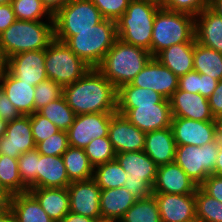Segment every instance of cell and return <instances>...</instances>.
<instances>
[{
  "mask_svg": "<svg viewBox=\"0 0 222 222\" xmlns=\"http://www.w3.org/2000/svg\"><path fill=\"white\" fill-rule=\"evenodd\" d=\"M63 96L75 115L117 113V88L97 68L64 86Z\"/></svg>",
  "mask_w": 222,
  "mask_h": 222,
  "instance_id": "obj_1",
  "label": "cell"
},
{
  "mask_svg": "<svg viewBox=\"0 0 222 222\" xmlns=\"http://www.w3.org/2000/svg\"><path fill=\"white\" fill-rule=\"evenodd\" d=\"M54 39L65 43L91 68H97L118 39L116 21L103 19L85 31H54Z\"/></svg>",
  "mask_w": 222,
  "mask_h": 222,
  "instance_id": "obj_2",
  "label": "cell"
},
{
  "mask_svg": "<svg viewBox=\"0 0 222 222\" xmlns=\"http://www.w3.org/2000/svg\"><path fill=\"white\" fill-rule=\"evenodd\" d=\"M151 58L148 50L124 43L118 38L97 69L119 88L130 83Z\"/></svg>",
  "mask_w": 222,
  "mask_h": 222,
  "instance_id": "obj_3",
  "label": "cell"
},
{
  "mask_svg": "<svg viewBox=\"0 0 222 222\" xmlns=\"http://www.w3.org/2000/svg\"><path fill=\"white\" fill-rule=\"evenodd\" d=\"M47 21L16 19L0 34V45L6 59L25 51L45 50L54 40V19Z\"/></svg>",
  "mask_w": 222,
  "mask_h": 222,
  "instance_id": "obj_4",
  "label": "cell"
},
{
  "mask_svg": "<svg viewBox=\"0 0 222 222\" xmlns=\"http://www.w3.org/2000/svg\"><path fill=\"white\" fill-rule=\"evenodd\" d=\"M161 5L152 0H131L126 12L116 21L118 38L151 53L154 19Z\"/></svg>",
  "mask_w": 222,
  "mask_h": 222,
  "instance_id": "obj_5",
  "label": "cell"
},
{
  "mask_svg": "<svg viewBox=\"0 0 222 222\" xmlns=\"http://www.w3.org/2000/svg\"><path fill=\"white\" fill-rule=\"evenodd\" d=\"M195 16L160 8L154 19L151 55L179 43H195Z\"/></svg>",
  "mask_w": 222,
  "mask_h": 222,
  "instance_id": "obj_6",
  "label": "cell"
},
{
  "mask_svg": "<svg viewBox=\"0 0 222 222\" xmlns=\"http://www.w3.org/2000/svg\"><path fill=\"white\" fill-rule=\"evenodd\" d=\"M115 159L128 174L123 187L137 200L153 194L158 166L144 151L116 153Z\"/></svg>",
  "mask_w": 222,
  "mask_h": 222,
  "instance_id": "obj_7",
  "label": "cell"
},
{
  "mask_svg": "<svg viewBox=\"0 0 222 222\" xmlns=\"http://www.w3.org/2000/svg\"><path fill=\"white\" fill-rule=\"evenodd\" d=\"M90 68L63 42L54 39L45 49L47 78L62 87L80 79Z\"/></svg>",
  "mask_w": 222,
  "mask_h": 222,
  "instance_id": "obj_8",
  "label": "cell"
},
{
  "mask_svg": "<svg viewBox=\"0 0 222 222\" xmlns=\"http://www.w3.org/2000/svg\"><path fill=\"white\" fill-rule=\"evenodd\" d=\"M220 140L217 138L204 146H176L174 162L199 187L205 179L214 174V167L219 153Z\"/></svg>",
  "mask_w": 222,
  "mask_h": 222,
  "instance_id": "obj_9",
  "label": "cell"
},
{
  "mask_svg": "<svg viewBox=\"0 0 222 222\" xmlns=\"http://www.w3.org/2000/svg\"><path fill=\"white\" fill-rule=\"evenodd\" d=\"M53 19L54 31H85L104 18L90 0H70Z\"/></svg>",
  "mask_w": 222,
  "mask_h": 222,
  "instance_id": "obj_10",
  "label": "cell"
},
{
  "mask_svg": "<svg viewBox=\"0 0 222 222\" xmlns=\"http://www.w3.org/2000/svg\"><path fill=\"white\" fill-rule=\"evenodd\" d=\"M117 113L145 133L170 127L173 118L170 103L117 105Z\"/></svg>",
  "mask_w": 222,
  "mask_h": 222,
  "instance_id": "obj_11",
  "label": "cell"
},
{
  "mask_svg": "<svg viewBox=\"0 0 222 222\" xmlns=\"http://www.w3.org/2000/svg\"><path fill=\"white\" fill-rule=\"evenodd\" d=\"M114 113H90L76 115L66 131L69 146L85 149L96 138L108 137L111 116Z\"/></svg>",
  "mask_w": 222,
  "mask_h": 222,
  "instance_id": "obj_12",
  "label": "cell"
},
{
  "mask_svg": "<svg viewBox=\"0 0 222 222\" xmlns=\"http://www.w3.org/2000/svg\"><path fill=\"white\" fill-rule=\"evenodd\" d=\"M70 212L80 214L101 222L100 192L101 189L93 178L72 181L67 187Z\"/></svg>",
  "mask_w": 222,
  "mask_h": 222,
  "instance_id": "obj_13",
  "label": "cell"
},
{
  "mask_svg": "<svg viewBox=\"0 0 222 222\" xmlns=\"http://www.w3.org/2000/svg\"><path fill=\"white\" fill-rule=\"evenodd\" d=\"M178 82L179 78L170 69L152 57L130 84L152 89L169 100L178 89Z\"/></svg>",
  "mask_w": 222,
  "mask_h": 222,
  "instance_id": "obj_14",
  "label": "cell"
},
{
  "mask_svg": "<svg viewBox=\"0 0 222 222\" xmlns=\"http://www.w3.org/2000/svg\"><path fill=\"white\" fill-rule=\"evenodd\" d=\"M36 148L30 124V115H21L8 122L0 137V155L18 159L22 153Z\"/></svg>",
  "mask_w": 222,
  "mask_h": 222,
  "instance_id": "obj_15",
  "label": "cell"
},
{
  "mask_svg": "<svg viewBox=\"0 0 222 222\" xmlns=\"http://www.w3.org/2000/svg\"><path fill=\"white\" fill-rule=\"evenodd\" d=\"M170 127L177 146L193 145L201 147L217 139L215 121H195L173 117Z\"/></svg>",
  "mask_w": 222,
  "mask_h": 222,
  "instance_id": "obj_16",
  "label": "cell"
},
{
  "mask_svg": "<svg viewBox=\"0 0 222 222\" xmlns=\"http://www.w3.org/2000/svg\"><path fill=\"white\" fill-rule=\"evenodd\" d=\"M7 70L17 79L36 86L47 79L45 50L25 51L7 59Z\"/></svg>",
  "mask_w": 222,
  "mask_h": 222,
  "instance_id": "obj_17",
  "label": "cell"
},
{
  "mask_svg": "<svg viewBox=\"0 0 222 222\" xmlns=\"http://www.w3.org/2000/svg\"><path fill=\"white\" fill-rule=\"evenodd\" d=\"M145 134L123 115L111 116L108 137L116 153L143 151Z\"/></svg>",
  "mask_w": 222,
  "mask_h": 222,
  "instance_id": "obj_18",
  "label": "cell"
},
{
  "mask_svg": "<svg viewBox=\"0 0 222 222\" xmlns=\"http://www.w3.org/2000/svg\"><path fill=\"white\" fill-rule=\"evenodd\" d=\"M162 222H186L196 219L195 194L153 193Z\"/></svg>",
  "mask_w": 222,
  "mask_h": 222,
  "instance_id": "obj_19",
  "label": "cell"
},
{
  "mask_svg": "<svg viewBox=\"0 0 222 222\" xmlns=\"http://www.w3.org/2000/svg\"><path fill=\"white\" fill-rule=\"evenodd\" d=\"M173 117L195 121H215L208 99L199 93L177 89L169 99Z\"/></svg>",
  "mask_w": 222,
  "mask_h": 222,
  "instance_id": "obj_20",
  "label": "cell"
},
{
  "mask_svg": "<svg viewBox=\"0 0 222 222\" xmlns=\"http://www.w3.org/2000/svg\"><path fill=\"white\" fill-rule=\"evenodd\" d=\"M197 188L175 162L158 166L153 193L195 194Z\"/></svg>",
  "mask_w": 222,
  "mask_h": 222,
  "instance_id": "obj_21",
  "label": "cell"
},
{
  "mask_svg": "<svg viewBox=\"0 0 222 222\" xmlns=\"http://www.w3.org/2000/svg\"><path fill=\"white\" fill-rule=\"evenodd\" d=\"M0 86L21 115L35 112V86L17 79L7 69L0 74Z\"/></svg>",
  "mask_w": 222,
  "mask_h": 222,
  "instance_id": "obj_22",
  "label": "cell"
},
{
  "mask_svg": "<svg viewBox=\"0 0 222 222\" xmlns=\"http://www.w3.org/2000/svg\"><path fill=\"white\" fill-rule=\"evenodd\" d=\"M195 39L202 46L222 53V17L210 7L195 16Z\"/></svg>",
  "mask_w": 222,
  "mask_h": 222,
  "instance_id": "obj_23",
  "label": "cell"
},
{
  "mask_svg": "<svg viewBox=\"0 0 222 222\" xmlns=\"http://www.w3.org/2000/svg\"><path fill=\"white\" fill-rule=\"evenodd\" d=\"M176 146L171 127H168L147 132L143 151L160 166L174 162Z\"/></svg>",
  "mask_w": 222,
  "mask_h": 222,
  "instance_id": "obj_24",
  "label": "cell"
},
{
  "mask_svg": "<svg viewBox=\"0 0 222 222\" xmlns=\"http://www.w3.org/2000/svg\"><path fill=\"white\" fill-rule=\"evenodd\" d=\"M136 200L124 187L101 190L99 201L101 222H119Z\"/></svg>",
  "mask_w": 222,
  "mask_h": 222,
  "instance_id": "obj_25",
  "label": "cell"
},
{
  "mask_svg": "<svg viewBox=\"0 0 222 222\" xmlns=\"http://www.w3.org/2000/svg\"><path fill=\"white\" fill-rule=\"evenodd\" d=\"M70 183L62 156H45L39 153L37 188H67Z\"/></svg>",
  "mask_w": 222,
  "mask_h": 222,
  "instance_id": "obj_26",
  "label": "cell"
},
{
  "mask_svg": "<svg viewBox=\"0 0 222 222\" xmlns=\"http://www.w3.org/2000/svg\"><path fill=\"white\" fill-rule=\"evenodd\" d=\"M28 191L54 222H60L70 212L68 188H33Z\"/></svg>",
  "mask_w": 222,
  "mask_h": 222,
  "instance_id": "obj_27",
  "label": "cell"
},
{
  "mask_svg": "<svg viewBox=\"0 0 222 222\" xmlns=\"http://www.w3.org/2000/svg\"><path fill=\"white\" fill-rule=\"evenodd\" d=\"M194 45L195 43L174 44L159 52L155 58L179 78L194 70Z\"/></svg>",
  "mask_w": 222,
  "mask_h": 222,
  "instance_id": "obj_28",
  "label": "cell"
},
{
  "mask_svg": "<svg viewBox=\"0 0 222 222\" xmlns=\"http://www.w3.org/2000/svg\"><path fill=\"white\" fill-rule=\"evenodd\" d=\"M8 206L16 222H54L29 191L10 196Z\"/></svg>",
  "mask_w": 222,
  "mask_h": 222,
  "instance_id": "obj_29",
  "label": "cell"
},
{
  "mask_svg": "<svg viewBox=\"0 0 222 222\" xmlns=\"http://www.w3.org/2000/svg\"><path fill=\"white\" fill-rule=\"evenodd\" d=\"M62 157L71 182L93 178L94 167L90 164L84 149L69 146Z\"/></svg>",
  "mask_w": 222,
  "mask_h": 222,
  "instance_id": "obj_30",
  "label": "cell"
},
{
  "mask_svg": "<svg viewBox=\"0 0 222 222\" xmlns=\"http://www.w3.org/2000/svg\"><path fill=\"white\" fill-rule=\"evenodd\" d=\"M193 67L194 70L200 74L209 75L214 79L221 81L222 53L204 47L195 40Z\"/></svg>",
  "mask_w": 222,
  "mask_h": 222,
  "instance_id": "obj_31",
  "label": "cell"
},
{
  "mask_svg": "<svg viewBox=\"0 0 222 222\" xmlns=\"http://www.w3.org/2000/svg\"><path fill=\"white\" fill-rule=\"evenodd\" d=\"M156 103H170V101L152 89L140 88L130 83L117 88V105H153Z\"/></svg>",
  "mask_w": 222,
  "mask_h": 222,
  "instance_id": "obj_32",
  "label": "cell"
},
{
  "mask_svg": "<svg viewBox=\"0 0 222 222\" xmlns=\"http://www.w3.org/2000/svg\"><path fill=\"white\" fill-rule=\"evenodd\" d=\"M0 185L9 196L28 191L19 175L18 159L0 155Z\"/></svg>",
  "mask_w": 222,
  "mask_h": 222,
  "instance_id": "obj_33",
  "label": "cell"
},
{
  "mask_svg": "<svg viewBox=\"0 0 222 222\" xmlns=\"http://www.w3.org/2000/svg\"><path fill=\"white\" fill-rule=\"evenodd\" d=\"M127 173L116 159L94 167L93 179L101 190L120 188L127 180Z\"/></svg>",
  "mask_w": 222,
  "mask_h": 222,
  "instance_id": "obj_34",
  "label": "cell"
},
{
  "mask_svg": "<svg viewBox=\"0 0 222 222\" xmlns=\"http://www.w3.org/2000/svg\"><path fill=\"white\" fill-rule=\"evenodd\" d=\"M37 112L46 117L61 131H67L73 124L76 116L72 108L67 104L64 96L49 102Z\"/></svg>",
  "mask_w": 222,
  "mask_h": 222,
  "instance_id": "obj_35",
  "label": "cell"
},
{
  "mask_svg": "<svg viewBox=\"0 0 222 222\" xmlns=\"http://www.w3.org/2000/svg\"><path fill=\"white\" fill-rule=\"evenodd\" d=\"M119 222H162L155 197L136 200Z\"/></svg>",
  "mask_w": 222,
  "mask_h": 222,
  "instance_id": "obj_36",
  "label": "cell"
},
{
  "mask_svg": "<svg viewBox=\"0 0 222 222\" xmlns=\"http://www.w3.org/2000/svg\"><path fill=\"white\" fill-rule=\"evenodd\" d=\"M196 219L200 222H222V203L206 194L200 187L195 192Z\"/></svg>",
  "mask_w": 222,
  "mask_h": 222,
  "instance_id": "obj_37",
  "label": "cell"
},
{
  "mask_svg": "<svg viewBox=\"0 0 222 222\" xmlns=\"http://www.w3.org/2000/svg\"><path fill=\"white\" fill-rule=\"evenodd\" d=\"M11 4L17 20L43 21L46 16L53 19L41 0H12Z\"/></svg>",
  "mask_w": 222,
  "mask_h": 222,
  "instance_id": "obj_38",
  "label": "cell"
},
{
  "mask_svg": "<svg viewBox=\"0 0 222 222\" xmlns=\"http://www.w3.org/2000/svg\"><path fill=\"white\" fill-rule=\"evenodd\" d=\"M89 162L93 167L114 160L116 152L109 137L93 139L84 149Z\"/></svg>",
  "mask_w": 222,
  "mask_h": 222,
  "instance_id": "obj_39",
  "label": "cell"
},
{
  "mask_svg": "<svg viewBox=\"0 0 222 222\" xmlns=\"http://www.w3.org/2000/svg\"><path fill=\"white\" fill-rule=\"evenodd\" d=\"M38 160L39 152L36 148L22 153L18 158L19 175L28 189L37 188Z\"/></svg>",
  "mask_w": 222,
  "mask_h": 222,
  "instance_id": "obj_40",
  "label": "cell"
},
{
  "mask_svg": "<svg viewBox=\"0 0 222 222\" xmlns=\"http://www.w3.org/2000/svg\"><path fill=\"white\" fill-rule=\"evenodd\" d=\"M63 96V87L56 82L46 79L35 86L34 104L35 112L46 106L49 102Z\"/></svg>",
  "mask_w": 222,
  "mask_h": 222,
  "instance_id": "obj_41",
  "label": "cell"
},
{
  "mask_svg": "<svg viewBox=\"0 0 222 222\" xmlns=\"http://www.w3.org/2000/svg\"><path fill=\"white\" fill-rule=\"evenodd\" d=\"M68 147L67 132L61 130L36 145L38 152L45 156H62Z\"/></svg>",
  "mask_w": 222,
  "mask_h": 222,
  "instance_id": "obj_42",
  "label": "cell"
},
{
  "mask_svg": "<svg viewBox=\"0 0 222 222\" xmlns=\"http://www.w3.org/2000/svg\"><path fill=\"white\" fill-rule=\"evenodd\" d=\"M160 5L170 11L197 16L205 8L210 7V0H161Z\"/></svg>",
  "mask_w": 222,
  "mask_h": 222,
  "instance_id": "obj_43",
  "label": "cell"
},
{
  "mask_svg": "<svg viewBox=\"0 0 222 222\" xmlns=\"http://www.w3.org/2000/svg\"><path fill=\"white\" fill-rule=\"evenodd\" d=\"M30 124L36 145L60 131L58 127L38 112H34L30 115Z\"/></svg>",
  "mask_w": 222,
  "mask_h": 222,
  "instance_id": "obj_44",
  "label": "cell"
},
{
  "mask_svg": "<svg viewBox=\"0 0 222 222\" xmlns=\"http://www.w3.org/2000/svg\"><path fill=\"white\" fill-rule=\"evenodd\" d=\"M104 19L117 21L125 12L131 0H90Z\"/></svg>",
  "mask_w": 222,
  "mask_h": 222,
  "instance_id": "obj_45",
  "label": "cell"
},
{
  "mask_svg": "<svg viewBox=\"0 0 222 222\" xmlns=\"http://www.w3.org/2000/svg\"><path fill=\"white\" fill-rule=\"evenodd\" d=\"M199 187L206 194L222 203V176L211 174Z\"/></svg>",
  "mask_w": 222,
  "mask_h": 222,
  "instance_id": "obj_46",
  "label": "cell"
},
{
  "mask_svg": "<svg viewBox=\"0 0 222 222\" xmlns=\"http://www.w3.org/2000/svg\"><path fill=\"white\" fill-rule=\"evenodd\" d=\"M21 116L20 112L10 102L5 91L0 86V118L6 123L11 122Z\"/></svg>",
  "mask_w": 222,
  "mask_h": 222,
  "instance_id": "obj_47",
  "label": "cell"
},
{
  "mask_svg": "<svg viewBox=\"0 0 222 222\" xmlns=\"http://www.w3.org/2000/svg\"><path fill=\"white\" fill-rule=\"evenodd\" d=\"M178 89L190 93H199V72L192 70L179 77Z\"/></svg>",
  "mask_w": 222,
  "mask_h": 222,
  "instance_id": "obj_48",
  "label": "cell"
},
{
  "mask_svg": "<svg viewBox=\"0 0 222 222\" xmlns=\"http://www.w3.org/2000/svg\"><path fill=\"white\" fill-rule=\"evenodd\" d=\"M218 80L205 74L199 73V94L208 99L214 92Z\"/></svg>",
  "mask_w": 222,
  "mask_h": 222,
  "instance_id": "obj_49",
  "label": "cell"
},
{
  "mask_svg": "<svg viewBox=\"0 0 222 222\" xmlns=\"http://www.w3.org/2000/svg\"><path fill=\"white\" fill-rule=\"evenodd\" d=\"M16 20L12 4L0 5V34Z\"/></svg>",
  "mask_w": 222,
  "mask_h": 222,
  "instance_id": "obj_50",
  "label": "cell"
},
{
  "mask_svg": "<svg viewBox=\"0 0 222 222\" xmlns=\"http://www.w3.org/2000/svg\"><path fill=\"white\" fill-rule=\"evenodd\" d=\"M208 102L214 117L222 112V80L218 81L214 92L208 98Z\"/></svg>",
  "mask_w": 222,
  "mask_h": 222,
  "instance_id": "obj_51",
  "label": "cell"
},
{
  "mask_svg": "<svg viewBox=\"0 0 222 222\" xmlns=\"http://www.w3.org/2000/svg\"><path fill=\"white\" fill-rule=\"evenodd\" d=\"M70 0H41L43 6L54 16Z\"/></svg>",
  "mask_w": 222,
  "mask_h": 222,
  "instance_id": "obj_52",
  "label": "cell"
},
{
  "mask_svg": "<svg viewBox=\"0 0 222 222\" xmlns=\"http://www.w3.org/2000/svg\"><path fill=\"white\" fill-rule=\"evenodd\" d=\"M60 222H98L95 219L69 212Z\"/></svg>",
  "mask_w": 222,
  "mask_h": 222,
  "instance_id": "obj_53",
  "label": "cell"
},
{
  "mask_svg": "<svg viewBox=\"0 0 222 222\" xmlns=\"http://www.w3.org/2000/svg\"><path fill=\"white\" fill-rule=\"evenodd\" d=\"M0 222H16L14 214L8 205L0 208Z\"/></svg>",
  "mask_w": 222,
  "mask_h": 222,
  "instance_id": "obj_54",
  "label": "cell"
},
{
  "mask_svg": "<svg viewBox=\"0 0 222 222\" xmlns=\"http://www.w3.org/2000/svg\"><path fill=\"white\" fill-rule=\"evenodd\" d=\"M214 174L222 176V140H220L219 153L214 167Z\"/></svg>",
  "mask_w": 222,
  "mask_h": 222,
  "instance_id": "obj_55",
  "label": "cell"
},
{
  "mask_svg": "<svg viewBox=\"0 0 222 222\" xmlns=\"http://www.w3.org/2000/svg\"><path fill=\"white\" fill-rule=\"evenodd\" d=\"M216 123L217 138L222 140V112L214 117Z\"/></svg>",
  "mask_w": 222,
  "mask_h": 222,
  "instance_id": "obj_56",
  "label": "cell"
},
{
  "mask_svg": "<svg viewBox=\"0 0 222 222\" xmlns=\"http://www.w3.org/2000/svg\"><path fill=\"white\" fill-rule=\"evenodd\" d=\"M210 8L222 17V0H210Z\"/></svg>",
  "mask_w": 222,
  "mask_h": 222,
  "instance_id": "obj_57",
  "label": "cell"
},
{
  "mask_svg": "<svg viewBox=\"0 0 222 222\" xmlns=\"http://www.w3.org/2000/svg\"><path fill=\"white\" fill-rule=\"evenodd\" d=\"M10 196L3 190L0 185V208L8 205Z\"/></svg>",
  "mask_w": 222,
  "mask_h": 222,
  "instance_id": "obj_58",
  "label": "cell"
},
{
  "mask_svg": "<svg viewBox=\"0 0 222 222\" xmlns=\"http://www.w3.org/2000/svg\"><path fill=\"white\" fill-rule=\"evenodd\" d=\"M7 69V59L2 51V47L0 45V74Z\"/></svg>",
  "mask_w": 222,
  "mask_h": 222,
  "instance_id": "obj_59",
  "label": "cell"
},
{
  "mask_svg": "<svg viewBox=\"0 0 222 222\" xmlns=\"http://www.w3.org/2000/svg\"><path fill=\"white\" fill-rule=\"evenodd\" d=\"M7 123L0 118V137L4 135Z\"/></svg>",
  "mask_w": 222,
  "mask_h": 222,
  "instance_id": "obj_60",
  "label": "cell"
},
{
  "mask_svg": "<svg viewBox=\"0 0 222 222\" xmlns=\"http://www.w3.org/2000/svg\"><path fill=\"white\" fill-rule=\"evenodd\" d=\"M12 0H0V5L10 4Z\"/></svg>",
  "mask_w": 222,
  "mask_h": 222,
  "instance_id": "obj_61",
  "label": "cell"
},
{
  "mask_svg": "<svg viewBox=\"0 0 222 222\" xmlns=\"http://www.w3.org/2000/svg\"><path fill=\"white\" fill-rule=\"evenodd\" d=\"M186 222H200V221L198 219H194V220L186 221Z\"/></svg>",
  "mask_w": 222,
  "mask_h": 222,
  "instance_id": "obj_62",
  "label": "cell"
}]
</instances>
